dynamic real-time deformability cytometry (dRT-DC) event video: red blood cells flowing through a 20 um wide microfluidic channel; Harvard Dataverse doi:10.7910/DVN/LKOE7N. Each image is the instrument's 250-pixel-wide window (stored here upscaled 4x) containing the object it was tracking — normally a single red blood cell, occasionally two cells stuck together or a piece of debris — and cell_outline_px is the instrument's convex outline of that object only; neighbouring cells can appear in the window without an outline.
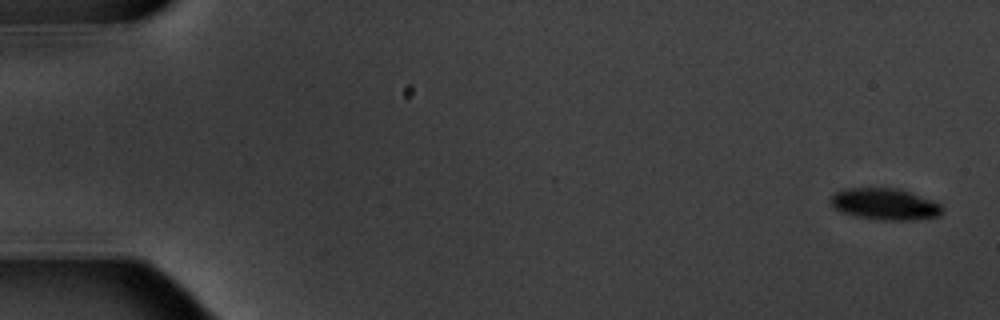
{"species": "common noctule bat (a hibernating species)", "species_latin": "Nyctalus noctula", "temperature_condition": "warm", "stored_images_in_passage": 6, "camera_frame_rate_fps": 3000, "um_per_image_px": 0.085, "animal": {"sex": "male", "body_mass_g": 20.1, "forearm_length_mm": 53.5}, "frame": {"image": 1, "passage_image": 1, "time_ms": 0.0, "image_size_px": [1000, 320], "cell_outline_px": [[944, 208], [940, 216], [916, 220], [880, 220], [860, 216], [844, 212], [836, 208], [832, 204], [828, 196], [844, 188], [900, 188], [932, 200], [940, 204]], "centroid_in_image_um": [75.25, 17.34], "position_along_channel_um": 9.7, "area_um2": 20.52}}
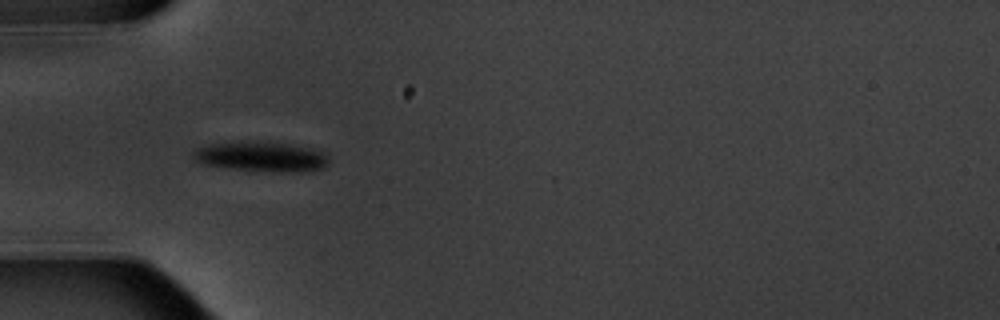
{"frame": {"image": 2, "passage_image": 5, "time_ms": 5.667, "image_size_px": [1000, 320], "cell_outline_px": [[328, 164], [324, 168], [304, 172], [248, 172], [200, 164], [192, 160], [192, 152], [196, 148], [208, 144], [292, 144], [320, 148], [328, 152]], "centroid_in_image_um": [22.27, 13.38], "position_along_channel_um": 62.7, "area_um2": 23.99}}
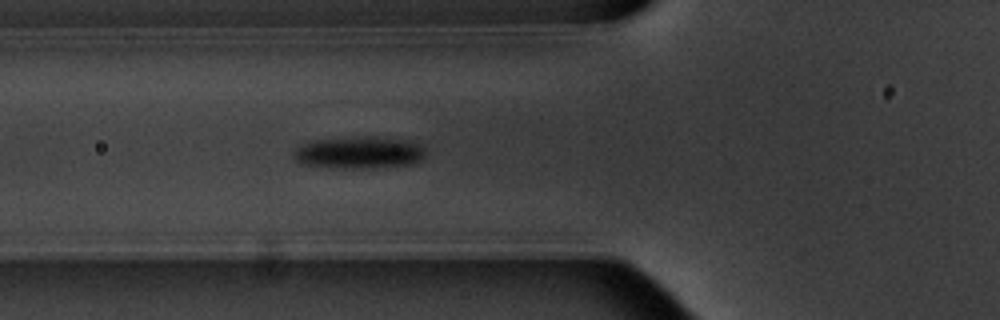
{"frame": {"image": 3, "passage_image": 6, "time_ms": 6.667, "image_size_px": [1000, 320], "cell_outline_px": [[424, 156], [420, 160], [412, 164], [372, 168], [344, 168], [304, 164], [296, 160], [292, 156], [292, 152], [296, 148], [312, 140], [368, 136], [372, 136], [404, 140], [420, 144], [424, 148]], "centroid_in_image_um": [30.52, 12.96], "position_along_channel_um": 95.3, "area_um2": 24.51}}